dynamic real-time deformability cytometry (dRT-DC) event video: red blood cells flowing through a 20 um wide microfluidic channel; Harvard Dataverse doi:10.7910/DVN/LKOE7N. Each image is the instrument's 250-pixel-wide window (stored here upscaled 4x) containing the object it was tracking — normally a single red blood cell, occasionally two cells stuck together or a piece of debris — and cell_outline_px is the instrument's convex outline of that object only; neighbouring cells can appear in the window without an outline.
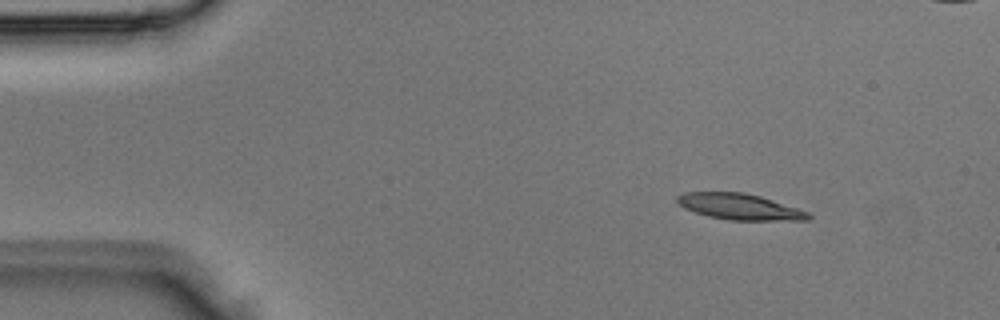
{"species": "Egyptian fruit bat (a non-hibernating species)", "species_latin": "Rousettus aegyptiacus", "temperature_condition": "room temperature", "stored_images_in_passage": 4, "segment_of_instrument_passage": [1, 2], "camera_frame_rate_fps": 3000, "um_per_image_px": 0.085, "animal": {"sex": "male"}, "frame": {"image": 1, "passage_image": 2, "time_ms": 0.333, "image_size_px": [1000, 320], "cell_outline_px": [[812, 216], [808, 220], [728, 220], [708, 216], [684, 208], [676, 200], [676, 196], [684, 192], [744, 192], [760, 196], [808, 212]], "centroid_in_image_um": [62.84, 17.56], "position_along_channel_um": 22.2, "area_um2": 19.71}}